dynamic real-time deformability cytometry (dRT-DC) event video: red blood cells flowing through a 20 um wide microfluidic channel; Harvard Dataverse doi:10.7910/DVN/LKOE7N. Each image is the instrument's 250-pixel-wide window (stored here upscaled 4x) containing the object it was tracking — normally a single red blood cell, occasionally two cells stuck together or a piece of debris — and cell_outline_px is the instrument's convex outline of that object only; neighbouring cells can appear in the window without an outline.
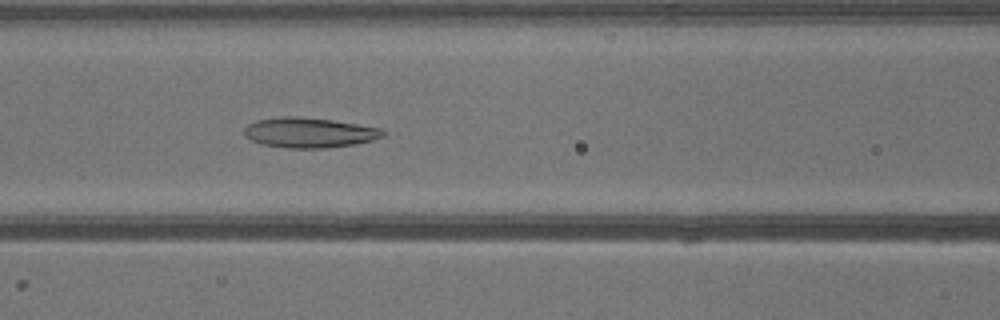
{"species": "common noctule bat (a hibernating species)", "species_latin": "Nyctalus noctula", "temperature_condition": "warm", "stored_images_in_passage": 41, "camera_frame_rate_fps": 3000, "um_per_image_px": 0.085, "animal": {"sex": "male", "body_mass_g": 13.3}, "frame": {"image": 1, "passage_image": 18, "time_ms": 5.667, "image_size_px": [1000, 320], "cell_outline_px": [[388, 132], [384, 136], [372, 140], [352, 144], [324, 148], [288, 148], [260, 144], [244, 136], [244, 128], [248, 124], [256, 120], [280, 116], [300, 116], [332, 120], [380, 128]], "centroid_in_image_um": [26.25, 11.26], "position_along_channel_um": 140.3, "area_um2": 24.39}}
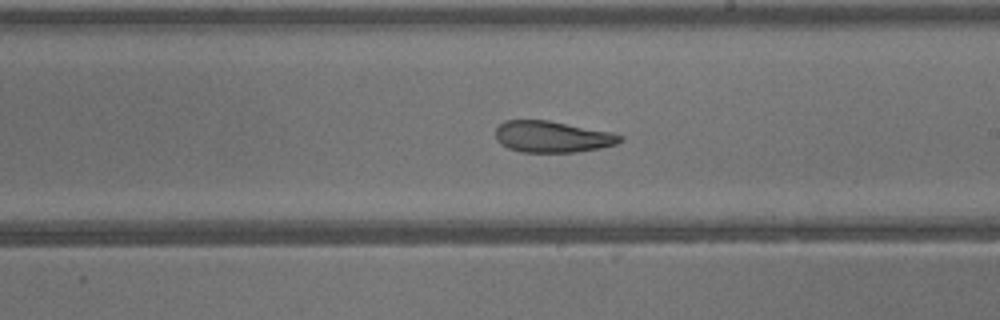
{"frame": {"image": 2, "passage_image": 24, "time_ms": 7.667, "image_size_px": [1000, 320], "cell_outline_px": [[624, 140], [616, 144], [600, 148], [576, 152], [520, 152], [508, 148], [500, 144], [496, 140], [496, 128], [504, 120], [548, 120], [612, 132], [624, 136]], "centroid_in_image_um": [46.95, 11.62], "position_along_channel_um": 242.1, "area_um2": 22.95}}
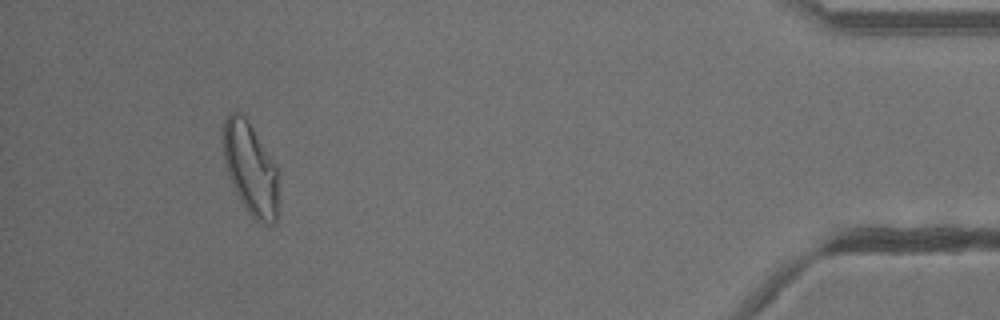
{"frame": {"image": 3, "passage_image": 38, "time_ms": 12.333, "image_size_px": [1000, 320], "cell_outline_px": [[276, 224], [260, 224], [248, 212], [240, 200], [228, 176], [224, 164], [224, 120], [232, 112], [236, 112], [244, 116], [248, 120], [276, 168]], "centroid_in_image_um": [21.26, 14.37], "position_along_channel_um": 413.9, "area_um2": 28.84}}